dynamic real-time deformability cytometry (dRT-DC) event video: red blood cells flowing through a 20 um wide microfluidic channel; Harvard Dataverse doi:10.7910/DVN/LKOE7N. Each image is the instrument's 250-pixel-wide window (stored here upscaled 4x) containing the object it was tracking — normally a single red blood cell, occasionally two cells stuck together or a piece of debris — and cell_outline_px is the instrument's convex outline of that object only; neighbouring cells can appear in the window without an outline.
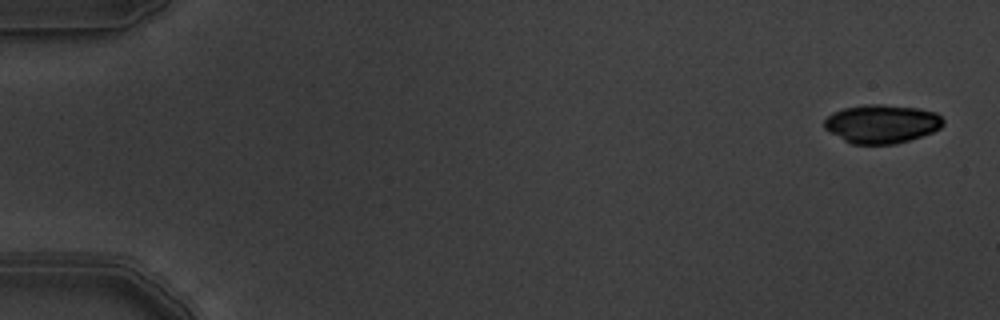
{"species": "common noctule bat (a hibernating species)", "species_latin": "Nyctalus noctula", "temperature_condition": "warm", "stored_images_in_passage": 6, "camera_frame_rate_fps": 3000, "um_per_image_px": 0.085, "animal": {"sex": "male", "body_mass_g": 19.5, "forearm_length_mm": 54.6}, "frame": {"image": 1, "passage_image": 1, "time_ms": 0.0, "image_size_px": [1000, 320], "cell_outline_px": [[944, 124], [940, 128], [932, 132], [896, 144], [852, 144], [844, 140], [824, 128], [824, 120], [832, 112], [844, 108], [864, 104], [880, 104], [920, 108], [936, 112], [944, 120]], "centroid_in_image_um": [74.95, 10.51], "position_along_channel_um": 10.0, "area_um2": 26.76}}
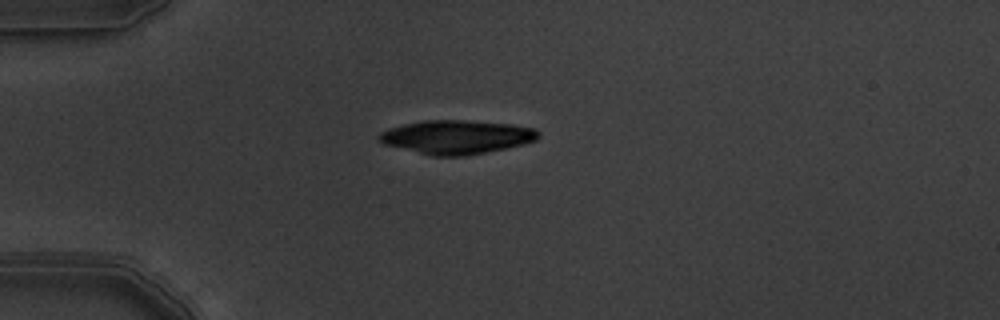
{"frame": {"image": 2, "passage_image": 5, "time_ms": 1.333, "image_size_px": [1000, 320], "cell_outline_px": [[540, 136], [536, 140], [524, 144], [464, 156], [432, 156], [384, 144], [376, 136], [380, 132], [388, 128], [404, 124], [424, 120], [464, 120], [512, 124], [536, 128], [540, 132]], "centroid_in_image_um": [38.81, 11.64], "position_along_channel_um": 46.2, "area_um2": 31.33}}